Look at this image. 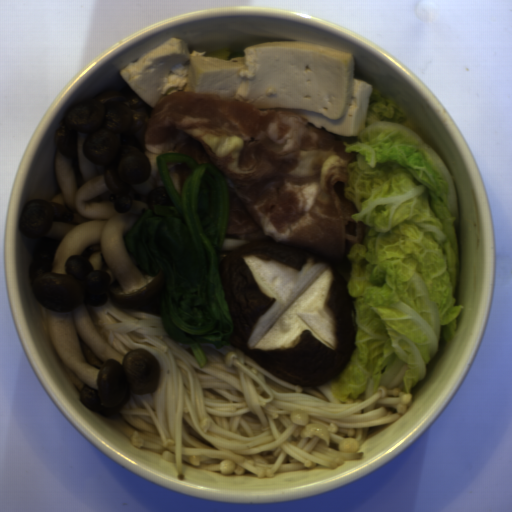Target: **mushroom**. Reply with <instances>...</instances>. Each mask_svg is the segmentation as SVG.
<instances>
[{
	"label": "mushroom",
	"mask_w": 512,
	"mask_h": 512,
	"mask_svg": "<svg viewBox=\"0 0 512 512\" xmlns=\"http://www.w3.org/2000/svg\"><path fill=\"white\" fill-rule=\"evenodd\" d=\"M342 265L271 241H250L230 252L219 268L233 320L229 342L288 383L316 385L337 377L357 341Z\"/></svg>",
	"instance_id": "mushroom-1"
}]
</instances>
